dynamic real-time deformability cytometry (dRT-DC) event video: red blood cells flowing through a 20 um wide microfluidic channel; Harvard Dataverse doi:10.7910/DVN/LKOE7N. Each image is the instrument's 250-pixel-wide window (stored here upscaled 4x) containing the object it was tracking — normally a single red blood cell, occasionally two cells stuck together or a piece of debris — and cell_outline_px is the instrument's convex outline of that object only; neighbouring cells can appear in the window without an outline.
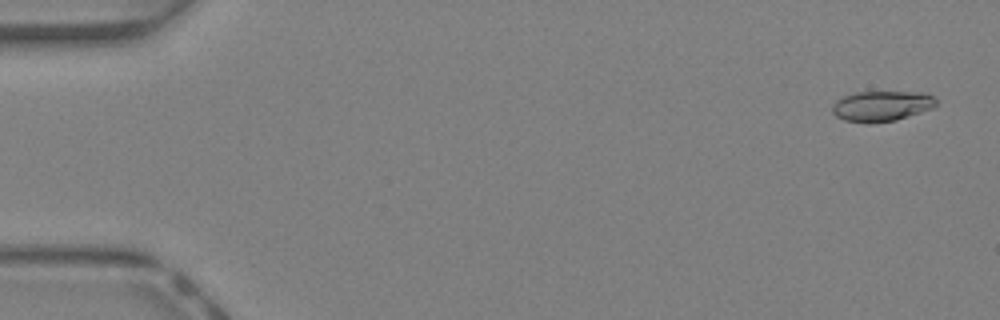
{"species": "Egyptian fruit bat (a non-hibernating species)", "species_latin": "Rousettus aegyptiacus", "temperature_condition": "warm", "stored_images_in_passage": 44, "camera_frame_rate_fps": 3000, "um_per_image_px": 0.085, "animal": {"sex": "female"}, "frame": {"image": 1, "passage_image": 2, "time_ms": 0.333, "image_size_px": [1000, 320], "cell_outline_px": [[936, 104], [932, 108], [896, 120], [872, 124], [844, 120], [836, 116], [832, 112], [832, 104], [836, 100], [844, 96], [856, 92], [924, 92], [932, 96], [936, 100]], "centroid_in_image_um": [74.91, 9.02], "position_along_channel_um": 10.1, "area_um2": 18.44}}
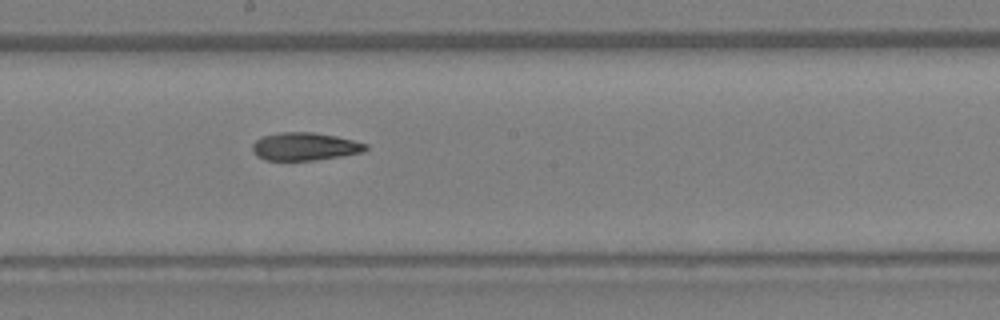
{"frame": {"image": 2, "passage_image": 25, "time_ms": 8.0, "image_size_px": [1000, 320], "cell_outline_px": [[368, 148], [364, 152], [340, 156], [312, 160], [264, 160], [256, 156], [252, 152], [252, 144], [260, 136], [280, 132], [312, 132], [336, 136], [368, 144]], "centroid_in_image_um": [25.87, 12.45], "position_along_channel_um": 222.3, "area_um2": 18.5}}
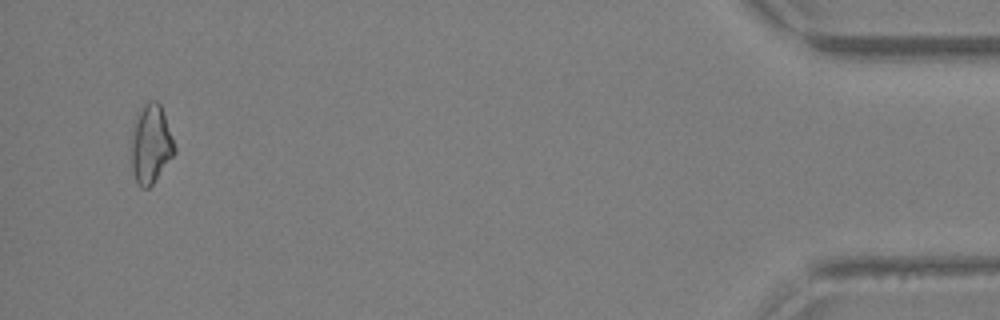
{"frame": {"image": 3, "passage_image": 43, "time_ms": 14.0, "image_size_px": [1000, 320], "cell_outline_px": [[176, 152], [152, 184], [148, 188], [140, 188], [132, 172], [132, 136], [136, 116], [144, 104], [148, 100], [156, 100], [160, 104], [176, 148]], "centroid_in_image_um": [12.82, 12.25], "position_along_channel_um": 422.4, "area_um2": 19.54}, "authors_computed_cell_mechanics": {"area_um2": 18.5827, "velocity_mm_per_s": 4.6693, "shape_relaxation_time_tau1_ms": 7.1357, "shape_relaxation_time_tau2_ms": 4.6209, "deformation_change_tau1": 0.1938, "deformation_change_tau2": 0.1441}}